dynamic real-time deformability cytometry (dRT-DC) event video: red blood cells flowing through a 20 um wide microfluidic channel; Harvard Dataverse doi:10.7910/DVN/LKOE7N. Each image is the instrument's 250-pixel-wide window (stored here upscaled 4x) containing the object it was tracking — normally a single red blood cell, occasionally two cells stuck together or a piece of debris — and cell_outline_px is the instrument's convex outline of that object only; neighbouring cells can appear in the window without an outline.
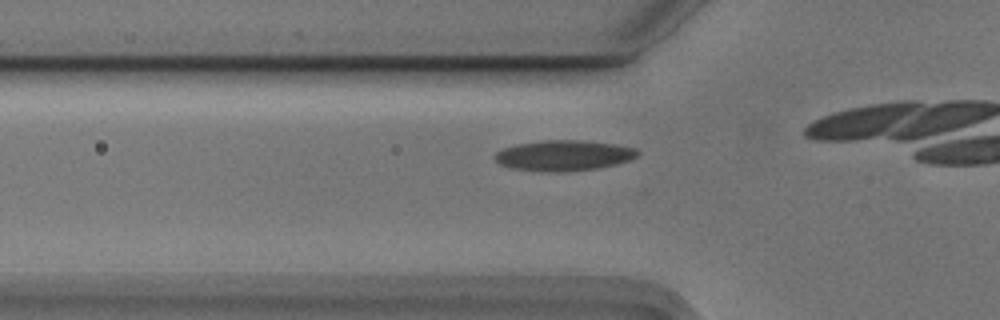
{"species": "Egyptian fruit bat (a non-hibernating species)", "species_latin": "Rousettus aegyptiacus", "temperature_condition": "cold", "stored_images_in_passage": 10, "camera_frame_rate_fps": 3000, "um_per_image_px": 0.085, "animal": {"sex": "male"}, "frame": {"image": 1, "passage_image": 6, "time_ms": 1.667, "image_size_px": [1000, 320], "cell_outline_px": [[640, 152], [636, 156], [628, 160], [616, 164], [596, 168], [548, 172], [516, 168], [500, 164], [492, 156], [496, 152], [504, 148], [516, 144], [540, 140], [580, 140], [616, 144], [636, 148]], "centroid_in_image_um": [47.91, 13.19], "position_along_channel_um": 77.9, "area_um2": 25.09}}
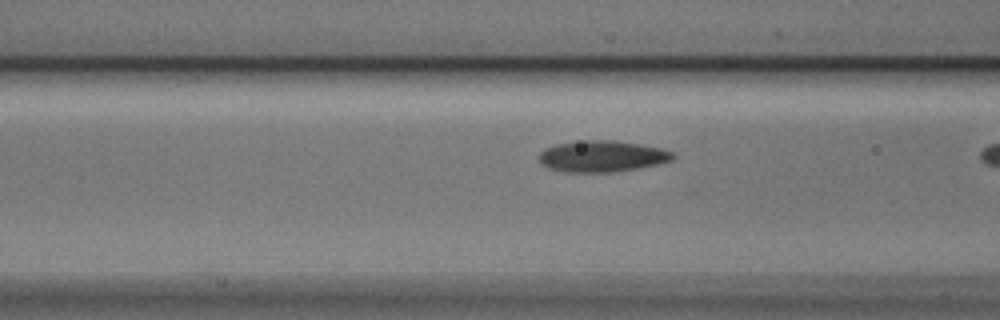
{"frame": {"image": 2, "passage_image": 9, "time_ms": 2.667, "image_size_px": [1000, 320], "cell_outline_px": [[676, 156], [672, 160], [656, 164], [636, 168], [612, 172], [568, 172], [548, 168], [540, 160], [540, 152], [544, 148], [556, 144], [584, 140], [612, 140], [640, 144], [660, 148], [672, 152]], "centroid_in_image_um": [51.17, 13.27], "position_along_channel_um": 115.4, "area_um2": 24.16}}